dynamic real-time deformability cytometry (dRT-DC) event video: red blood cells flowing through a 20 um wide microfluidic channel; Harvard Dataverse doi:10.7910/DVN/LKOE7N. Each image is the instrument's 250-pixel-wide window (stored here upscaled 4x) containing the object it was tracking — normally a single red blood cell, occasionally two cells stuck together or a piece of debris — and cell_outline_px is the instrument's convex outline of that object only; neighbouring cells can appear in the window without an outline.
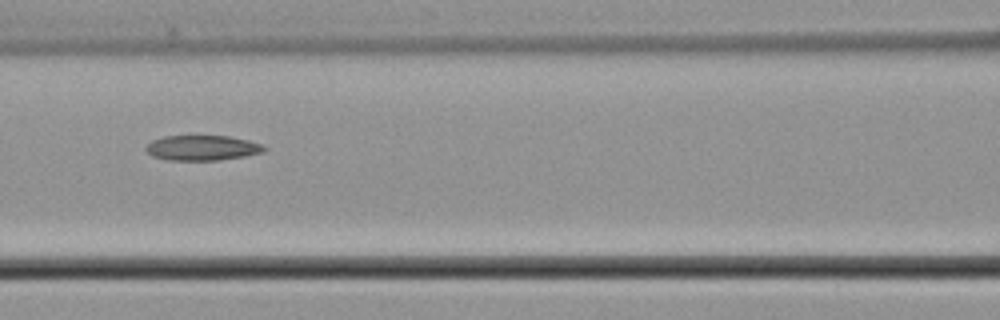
{"species": "common noctule bat (a hibernating species)", "species_latin": "Nyctalus noctula", "temperature_condition": "cold", "stored_images_in_passage": 8, "camera_frame_rate_fps": 3000, "um_per_image_px": 0.085, "animal": {"sex": "male", "body_mass_g": 21.5, "forearm_length_mm": 52.0}, "frame": {"image": 1, "passage_image": 6, "time_ms": 7.0, "image_size_px": [1000, 320], "cell_outline_px": [[268, 148], [264, 152], [244, 156], [220, 160], [168, 160], [152, 156], [144, 148], [152, 140], [164, 136], [228, 136], [248, 140], [264, 144]], "centroid_in_image_um": [17.22, 12.57], "position_along_channel_um": 149.4, "area_um2": 17.4}}
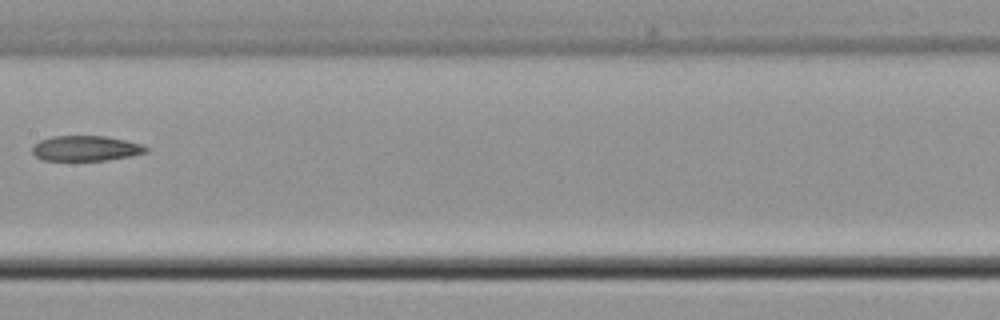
{"frame": {"image": 2, "passage_image": 7, "time_ms": 8.333, "image_size_px": [1000, 320], "cell_outline_px": [[148, 152], [132, 156], [108, 160], [44, 160], [36, 156], [32, 152], [32, 144], [40, 140], [52, 136], [104, 136], [124, 140], [140, 144], [148, 148]], "centroid_in_image_um": [7.28, 12.61], "position_along_channel_um": 200.1, "area_um2": 16.7}}
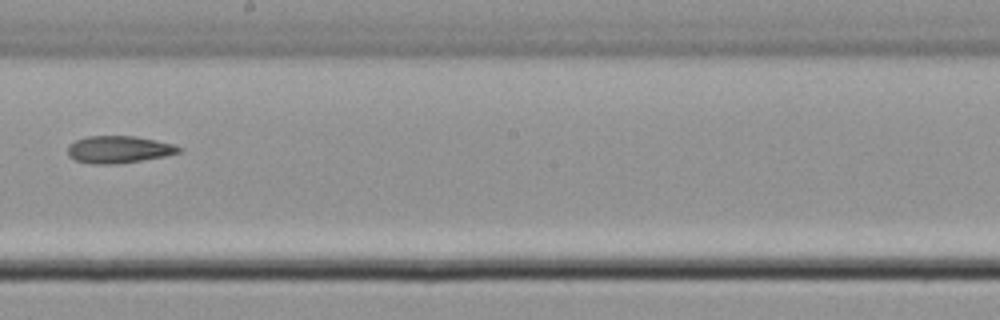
{"frame": {"image": 3, "passage_image": 8, "time_ms": 9.333, "image_size_px": [1000, 320], "cell_outline_px": [[184, 148], [180, 152], [164, 156], [116, 164], [92, 164], [76, 160], [68, 156], [68, 144], [76, 140], [88, 136], [136, 136], [176, 144]], "centroid_in_image_um": [10.11, 12.7], "position_along_channel_um": 238.1, "area_um2": 17.69}}